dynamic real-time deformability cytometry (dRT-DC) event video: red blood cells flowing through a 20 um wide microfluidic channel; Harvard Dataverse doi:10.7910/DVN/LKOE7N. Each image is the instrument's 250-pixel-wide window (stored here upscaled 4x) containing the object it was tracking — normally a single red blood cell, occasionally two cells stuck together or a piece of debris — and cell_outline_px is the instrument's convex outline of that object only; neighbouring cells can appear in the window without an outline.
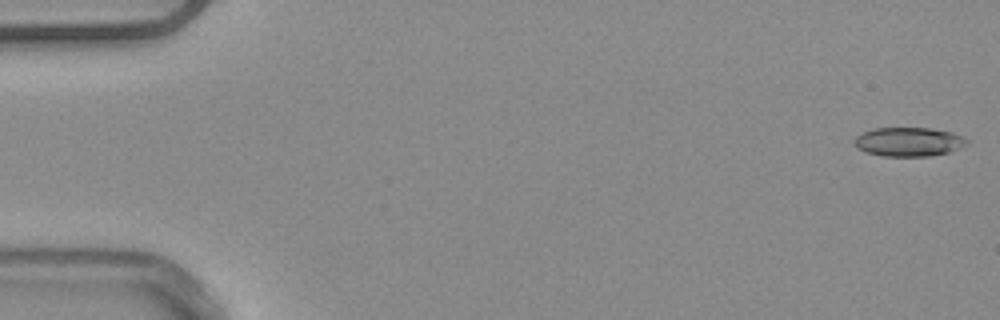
{"species": "common noctule bat (a hibernating species)", "species_latin": "Nyctalus noctula", "temperature_condition": "warm", "stored_images_in_passage": 47, "camera_frame_rate_fps": 3000, "um_per_image_px": 0.085, "animal": {"sex": "male", "body_mass_g": 20.4}, "frame": {"image": 1, "passage_image": 1, "time_ms": 0.0, "image_size_px": [1000, 320], "cell_outline_px": [[972, 140], [968, 144], [948, 152], [928, 156], [884, 156], [868, 152], [860, 148], [856, 144], [856, 136], [860, 132], [872, 128], [928, 128], [952, 132]], "centroid_in_image_um": [77.29, 12.04], "position_along_channel_um": 7.7, "area_um2": 18.9}}